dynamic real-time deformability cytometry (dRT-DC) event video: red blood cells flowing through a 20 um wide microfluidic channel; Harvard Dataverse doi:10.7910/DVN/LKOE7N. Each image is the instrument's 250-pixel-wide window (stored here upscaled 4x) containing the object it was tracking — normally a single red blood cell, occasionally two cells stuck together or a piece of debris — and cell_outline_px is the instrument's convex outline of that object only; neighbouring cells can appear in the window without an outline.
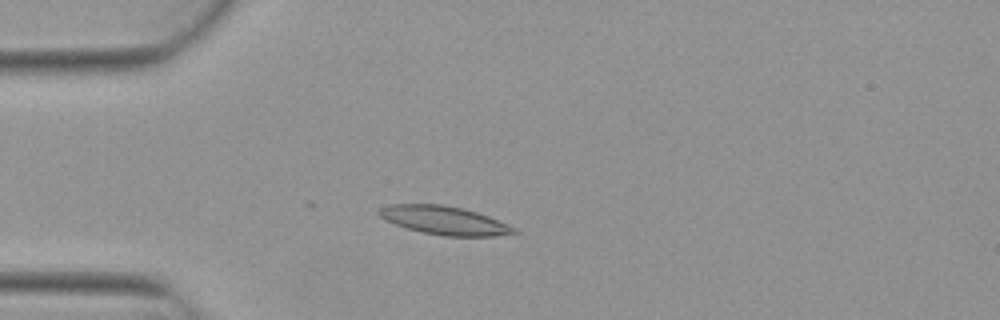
{"species": "Egyptian fruit bat (a non-hibernating species)", "species_latin": "Rousettus aegyptiacus", "temperature_condition": "warm", "stored_images_in_passage": 5, "camera_frame_rate_fps": 3000, "um_per_image_px": 0.085, "animal": {"sex": "female"}, "frame": {"image": 1, "passage_image": 4, "time_ms": 1.0, "image_size_px": [1000, 320], "cell_outline_px": [[520, 232], [492, 236], [444, 236], [420, 232], [396, 224], [380, 216], [376, 212], [380, 208], [388, 204], [444, 204], [464, 208], [488, 216], [516, 228]], "centroid_in_image_um": [37.76, 18.72], "position_along_channel_um": 47.2, "area_um2": 22.31}}